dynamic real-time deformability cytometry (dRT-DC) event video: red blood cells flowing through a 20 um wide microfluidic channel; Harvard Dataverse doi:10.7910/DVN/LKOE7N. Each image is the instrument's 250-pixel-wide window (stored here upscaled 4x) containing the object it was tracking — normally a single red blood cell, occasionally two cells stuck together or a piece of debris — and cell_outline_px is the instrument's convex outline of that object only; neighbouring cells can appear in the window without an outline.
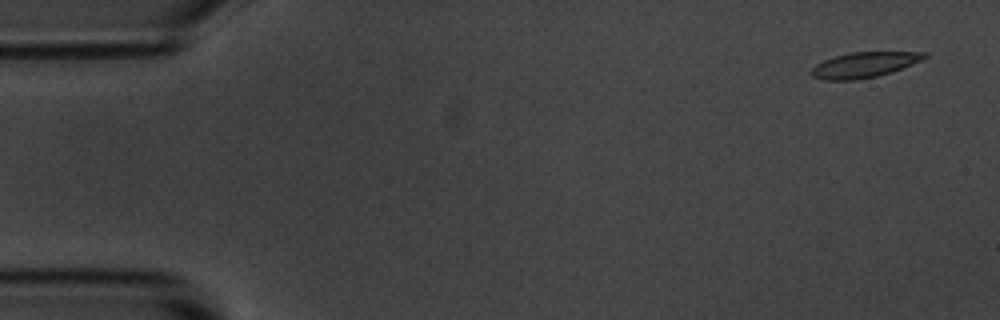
{"species": "common noctule bat (a hibernating species)", "species_latin": "Nyctalus noctula", "temperature_condition": "room temperature", "stored_images_in_passage": 3, "camera_frame_rate_fps": 3000, "um_per_image_px": 0.085, "animal": {"sex": "male", "body_mass_g": 20.1, "forearm_length_mm": 53.5}, "frame": {"image": 1, "passage_image": 1, "time_ms": 0.0, "image_size_px": [1000, 320], "cell_outline_px": [[928, 56], [924, 60], [892, 72], [876, 76], [856, 80], [824, 80], [812, 76], [808, 72], [816, 64], [824, 60], [848, 52], [928, 52]], "centroid_in_image_um": [73.47, 5.51], "position_along_channel_um": 11.5, "area_um2": 16.88}}